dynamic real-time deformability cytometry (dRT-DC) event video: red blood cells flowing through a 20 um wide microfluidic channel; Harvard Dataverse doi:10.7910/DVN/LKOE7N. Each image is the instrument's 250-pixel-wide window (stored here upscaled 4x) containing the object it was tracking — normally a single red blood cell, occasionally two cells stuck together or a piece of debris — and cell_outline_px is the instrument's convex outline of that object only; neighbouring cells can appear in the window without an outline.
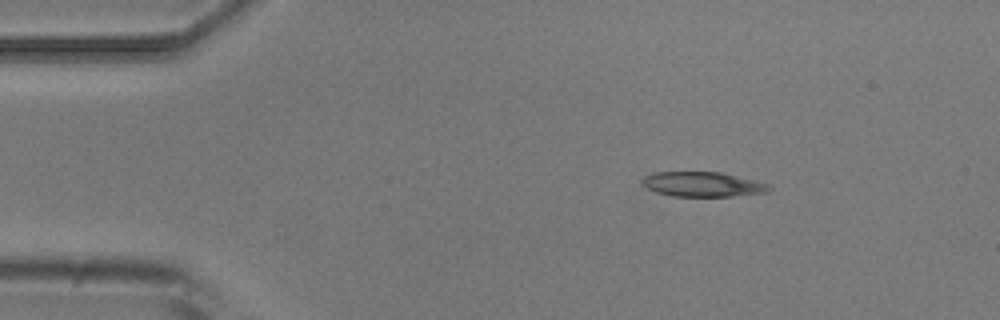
{"species": "common noctule bat (a hibernating species)", "species_latin": "Nyctalus noctula", "temperature_condition": "room temperature", "stored_images_in_passage": 3, "camera_frame_rate_fps": 3000, "um_per_image_px": 0.085, "animal": {"sex": "male", "body_mass_g": 20.5, "forearm_length_mm": 52.5}, "frame": {"image": 1, "passage_image": 1, "time_ms": 0.0, "image_size_px": [1000, 320], "cell_outline_px": [[772, 188], [768, 192], [732, 196], [672, 196], [656, 192], [640, 184], [640, 180], [644, 176], [656, 172], [720, 172], [756, 180], [768, 184]], "centroid_in_image_um": [59.71, 15.66], "position_along_channel_um": 25.3, "area_um2": 18.38}}